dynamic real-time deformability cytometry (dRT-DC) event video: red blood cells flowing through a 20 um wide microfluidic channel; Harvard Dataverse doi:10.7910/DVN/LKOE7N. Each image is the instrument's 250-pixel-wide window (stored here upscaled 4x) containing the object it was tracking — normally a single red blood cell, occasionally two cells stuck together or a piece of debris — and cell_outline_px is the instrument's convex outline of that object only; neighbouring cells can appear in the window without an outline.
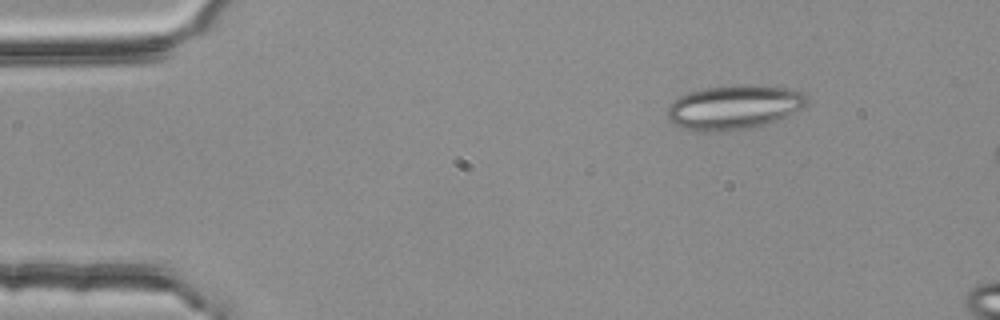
{"species": "common noctule bat (a hibernating species)", "species_latin": "Nyctalus noctula", "temperature_condition": "room temperature", "stored_images_in_passage": 5, "segment_of_instrument_passage": [2, 2], "camera_frame_rate_fps": 3000, "um_per_image_px": 0.085, "animal": {"sex": "female", "body_mass_g": 25.1}, "frame": {"image": 1, "passage_image": 5, "time_ms": 1.333, "image_size_px": [1000, 320], "cell_outline_px": [[808, 104], [788, 116], [764, 124], [748, 128], [712, 132], [704, 132], [684, 128], [672, 124], [668, 120], [668, 104], [680, 96], [688, 92], [704, 88], [740, 84], [748, 84], [792, 88], [804, 92], [808, 100]], "centroid_in_image_um": [62.4, 9.1], "position_along_channel_um": 22.6, "area_um2": 36.3}}